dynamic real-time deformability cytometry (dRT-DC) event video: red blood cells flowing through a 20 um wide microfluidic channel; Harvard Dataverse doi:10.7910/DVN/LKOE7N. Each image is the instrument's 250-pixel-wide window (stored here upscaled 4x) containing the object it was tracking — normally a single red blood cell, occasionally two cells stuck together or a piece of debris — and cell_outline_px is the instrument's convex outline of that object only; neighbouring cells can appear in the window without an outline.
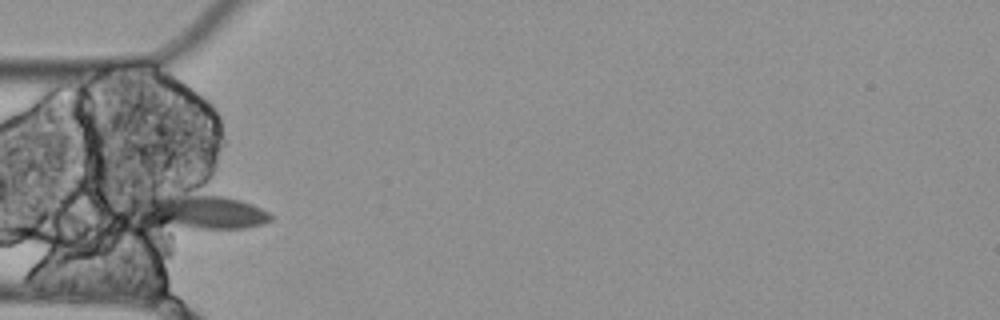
{"species": "Egyptian fruit bat (a non-hibernating species)", "species_latin": "Rousettus aegyptiacus", "temperature_condition": "cold", "stored_images_in_passage": 2, "camera_frame_rate_fps": 3000, "um_per_image_px": 0.085, "animal": {"sex": "female"}, "frame": {"image": 1, "passage_image": 2, "time_ms": 0.333, "image_size_px": [1000, 320], "cell_outline_px": [[272, 220], [260, 224], [244, 228], [144, 240], [140, 236], [120, 204], [124, 200], [148, 196], [224, 196], [240, 200], [252, 204], [268, 212], [272, 216]], "centroid_in_image_um": [16.19, 18.29], "position_along_channel_um": 68.8, "area_um2": 34.68}}